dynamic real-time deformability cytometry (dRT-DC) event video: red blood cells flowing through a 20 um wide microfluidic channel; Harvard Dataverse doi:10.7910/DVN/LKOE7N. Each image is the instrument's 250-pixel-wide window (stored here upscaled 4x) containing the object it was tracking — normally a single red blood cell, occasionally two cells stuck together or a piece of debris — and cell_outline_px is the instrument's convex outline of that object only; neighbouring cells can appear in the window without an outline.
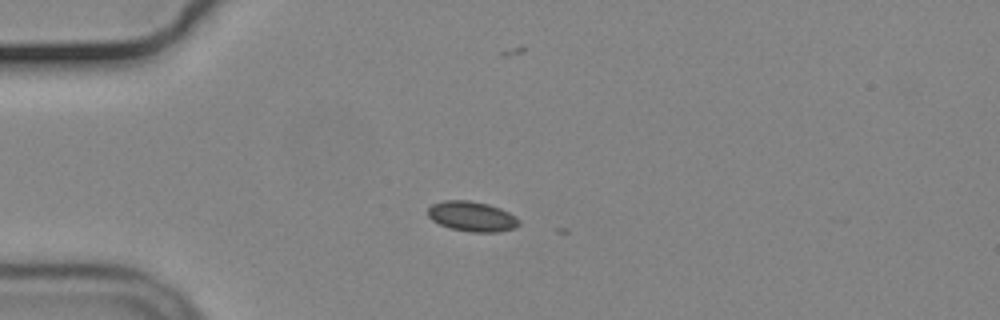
{"species": "common noctule bat (a hibernating species)", "species_latin": "Nyctalus noctula", "temperature_condition": "cold", "stored_images_in_passage": 2, "camera_frame_rate_fps": 3000, "um_per_image_px": 0.085, "animal": {"sex": "male", "body_mass_g": 19.2, "forearm_length_mm": 51.8}, "frame": {"image": 1, "passage_image": 1, "time_ms": 0.0, "image_size_px": [1000, 320], "cell_outline_px": [[520, 224], [516, 228], [496, 232], [472, 232], [452, 228], [440, 224], [432, 220], [428, 216], [428, 208], [432, 204], [444, 200], [468, 200], [488, 204], [500, 208], [516, 216], [520, 220]], "centroid_in_image_um": [40.14, 18.39], "position_along_channel_um": 44.9, "area_um2": 15.95}}